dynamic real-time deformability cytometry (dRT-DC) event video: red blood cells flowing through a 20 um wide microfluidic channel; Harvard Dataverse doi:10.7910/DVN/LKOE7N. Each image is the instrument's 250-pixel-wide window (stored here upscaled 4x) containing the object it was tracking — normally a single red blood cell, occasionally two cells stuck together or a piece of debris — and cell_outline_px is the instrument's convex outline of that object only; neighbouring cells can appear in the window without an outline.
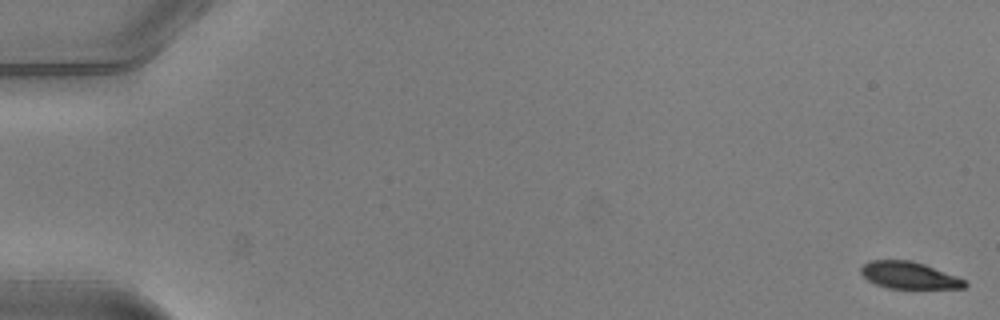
{"species": "common noctule bat (a hibernating species)", "species_latin": "Nyctalus noctula", "temperature_condition": "warm", "stored_images_in_passage": 52, "camera_frame_rate_fps": 3000, "um_per_image_px": 0.085, "animal": {"sex": "male", "body_mass_g": 20.5, "forearm_length_mm": 52.5}, "frame": {"image": 1, "passage_image": 1, "time_ms": 0.0, "image_size_px": [1000, 320], "cell_outline_px": [[968, 284], [964, 288], [888, 288], [876, 284], [868, 280], [860, 272], [860, 268], [868, 260], [912, 260], [924, 264], [956, 276], [964, 280]], "centroid_in_image_um": [77.24, 23.39], "position_along_channel_um": 7.8, "area_um2": 16.18}}
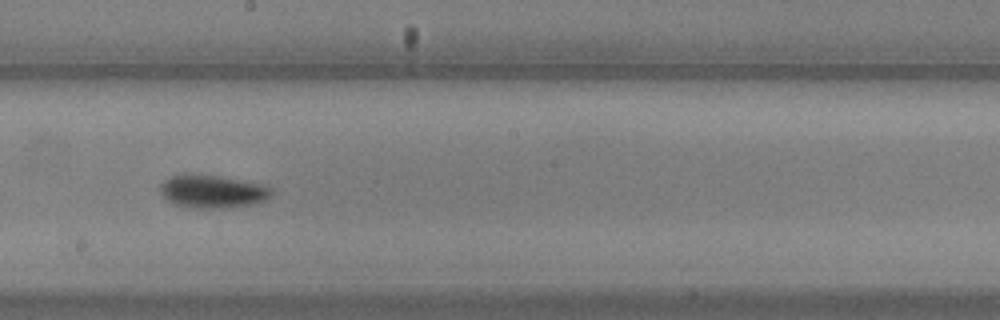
{"frame": {"image": 2, "passage_image": 30, "time_ms": 9.667, "image_size_px": [1000, 320], "cell_outline_px": [[272, 196], [260, 204], [224, 208], [192, 208], [172, 204], [160, 192], [160, 184], [164, 180], [180, 172], [184, 172], [220, 176], [260, 184], [272, 188]], "centroid_in_image_um": [18.05, 16.27], "position_along_channel_um": 230.1, "area_um2": 21.96}}
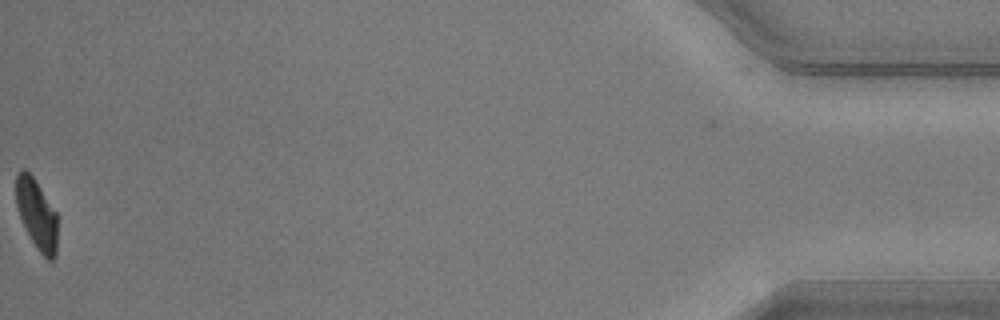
{"frame": {"image": 3, "passage_image": 52, "time_ms": 17.0, "image_size_px": [1000, 320], "cell_outline_px": [[56, 256], [52, 260], [48, 260], [36, 248], [20, 216], [16, 204], [16, 172], [20, 168], [24, 168], [36, 180], [56, 212]], "centroid_in_image_um": [3.1, 18.16], "position_along_channel_um": 432.1, "area_um2": 16.7}, "authors_computed_cell_mechanics": {"area_um2": 19.4208, "velocity_mm_per_s": 4.025, "shape_relaxation_time_tau1_ms": 2.0038, "shape_relaxation_time_tau2_ms": 2.8107, "deformation_change_tau1": 0.15, "deformation_change_tau2": 0.0746}}